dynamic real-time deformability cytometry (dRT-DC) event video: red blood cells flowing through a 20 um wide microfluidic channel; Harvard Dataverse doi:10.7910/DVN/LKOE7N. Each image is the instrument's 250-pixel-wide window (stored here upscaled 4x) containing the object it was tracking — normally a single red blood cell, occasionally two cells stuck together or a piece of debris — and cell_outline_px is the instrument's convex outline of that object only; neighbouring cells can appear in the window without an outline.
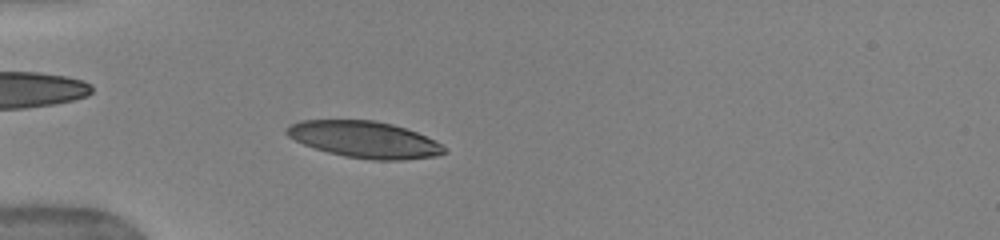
{"species": "human", "species_latin": "Homo sapiens", "temperature_condition": "warm", "stored_images_in_passage": 52, "camera_frame_rate_fps": 3000, "um_per_image_px": 0.085, "donor": {"sex": "female"}, "frame": {"image": 1, "passage_image": 16, "time_ms": 5.0, "image_size_px": [1000, 240], "cell_outline_px": [[448, 152], [436, 156], [400, 160], [372, 160], [344, 156], [328, 152], [304, 144], [288, 136], [284, 132], [284, 128], [300, 120], [372, 120], [392, 124], [416, 132], [440, 144]], "centroid_in_image_um": [30.95, 11.86], "position_along_channel_um": 54.1, "area_um2": 33.23}}
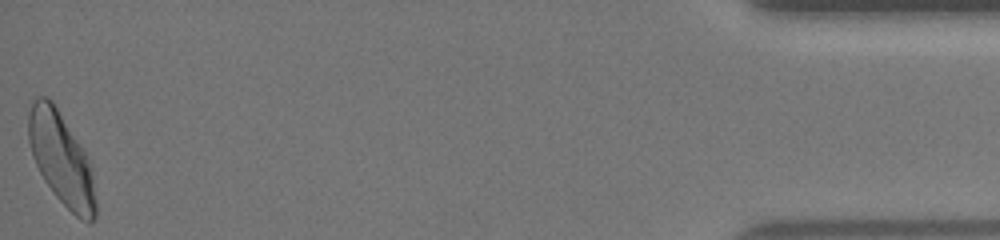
{"frame": {"image": 2, "passage_image": 52, "time_ms": 17.0, "image_size_px": [1000, 240], "cell_outline_px": [[96, 216], [92, 224], [88, 224], [76, 216], [56, 196], [44, 180], [32, 156], [28, 140], [28, 112], [32, 100], [36, 96], [48, 96], [52, 100], [84, 152], [88, 160], [92, 172], [96, 204]], "centroid_in_image_um": [5.19, 13.51], "position_along_channel_um": 430.0, "area_um2": 35.89}, "authors_computed_cell_mechanics": {"area_um2": 34.0442, "velocity_mm_per_s": 3.9221, "shape_relaxation_time_tau1_ms": 3.6457, "shape_relaxation_time_tau2_ms": 1.2405, "deformation_change_tau1": 0.1618, "deformation_change_tau2": 0.0848}}